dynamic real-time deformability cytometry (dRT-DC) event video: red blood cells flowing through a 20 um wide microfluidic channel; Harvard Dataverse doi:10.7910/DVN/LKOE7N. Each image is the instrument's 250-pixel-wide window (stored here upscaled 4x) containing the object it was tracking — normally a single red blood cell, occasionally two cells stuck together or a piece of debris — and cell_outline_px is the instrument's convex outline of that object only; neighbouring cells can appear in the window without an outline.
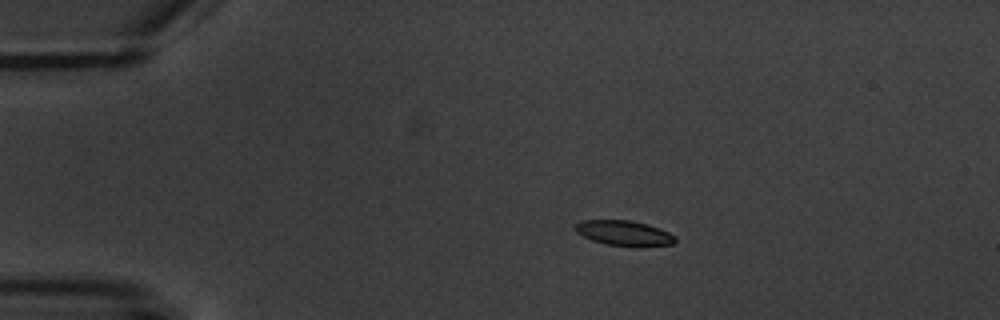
{"species": "common noctule bat (a hibernating species)", "species_latin": "Nyctalus noctula", "temperature_condition": "warm", "stored_images_in_passage": 7, "camera_frame_rate_fps": 3000, "um_per_image_px": 0.085, "animal": {"sex": "male", "body_mass_g": 20.1, "forearm_length_mm": 53.5}, "frame": {"image": 1, "passage_image": 4, "time_ms": 3.667, "image_size_px": [1000, 320], "cell_outline_px": [[676, 240], [672, 244], [640, 248], [636, 248], [604, 244], [592, 240], [576, 232], [576, 224], [584, 220], [632, 220], [648, 224], [668, 232], [676, 236]], "centroid_in_image_um": [53.1, 19.84], "position_along_channel_um": 31.9, "area_um2": 14.91}}
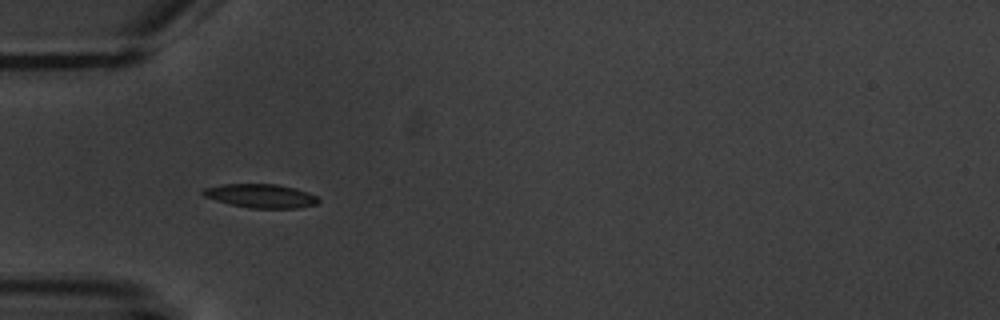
{"frame": {"image": 2, "passage_image": 6, "time_ms": 6.0, "image_size_px": [1000, 320], "cell_outline_px": [[320, 200], [316, 204], [300, 208], [252, 208], [232, 204], [216, 200], [204, 196], [200, 192], [204, 188], [220, 184], [276, 184], [296, 188], [308, 192], [316, 196]], "centroid_in_image_um": [22.18, 16.64], "position_along_channel_um": 62.8, "area_um2": 15.95}}